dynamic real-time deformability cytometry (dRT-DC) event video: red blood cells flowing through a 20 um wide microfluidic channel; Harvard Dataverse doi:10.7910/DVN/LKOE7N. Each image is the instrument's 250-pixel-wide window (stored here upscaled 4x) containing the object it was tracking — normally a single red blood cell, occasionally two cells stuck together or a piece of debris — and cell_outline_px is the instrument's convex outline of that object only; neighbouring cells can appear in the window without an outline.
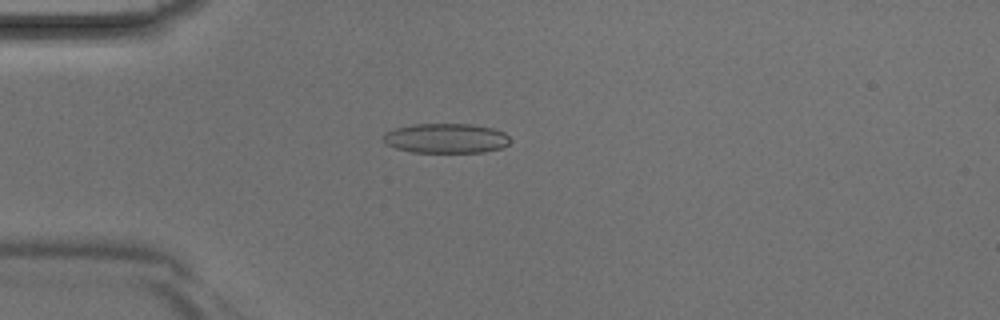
{"species": "Egyptian fruit bat (a non-hibernating species)", "species_latin": "Rousettus aegyptiacus", "temperature_condition": "room temperature", "stored_images_in_passage": 43, "camera_frame_rate_fps": 3000, "um_per_image_px": 0.085, "animal": {"sex": "male"}, "frame": {"image": 1, "passage_image": 12, "time_ms": 3.667, "image_size_px": [1000, 320], "cell_outline_px": [[512, 140], [508, 144], [500, 148], [484, 152], [412, 152], [396, 148], [380, 140], [388, 132], [396, 128], [412, 124], [472, 124], [492, 128], [504, 132]], "centroid_in_image_um": [37.93, 11.75], "position_along_channel_um": 47.1, "area_um2": 21.91}}
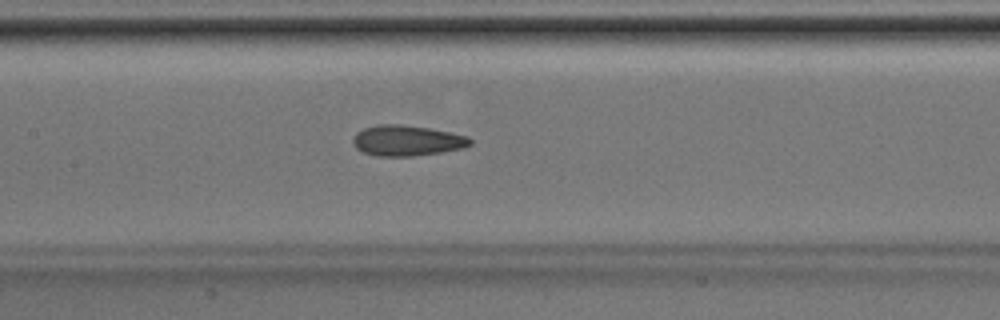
{"frame": {"image": 2, "passage_image": 21, "time_ms": 6.667, "image_size_px": [1000, 320], "cell_outline_px": [[472, 144], [464, 148], [440, 152], [412, 156], [376, 156], [364, 152], [356, 148], [352, 144], [352, 136], [356, 132], [364, 128], [376, 124], [400, 124], [428, 128], [468, 136], [472, 140]], "centroid_in_image_um": [34.55, 11.94], "position_along_channel_um": 172.8, "area_um2": 20.98}}
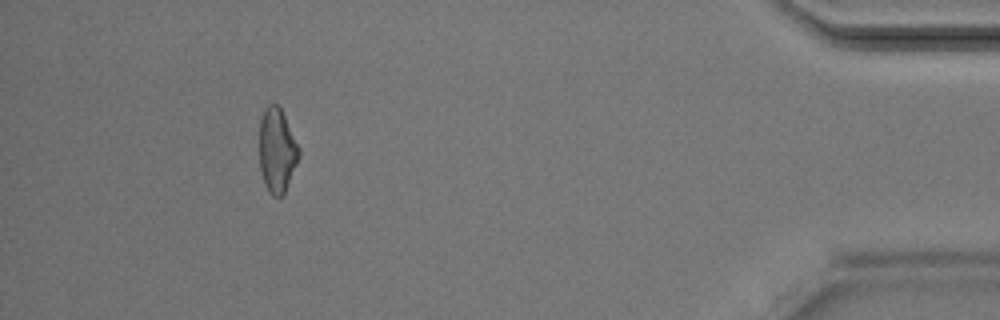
{"frame": {"image": 3, "passage_image": 40, "time_ms": 13.0, "image_size_px": [1000, 320], "cell_outline_px": [[300, 156], [284, 192], [280, 196], [272, 196], [268, 192], [264, 184], [260, 168], [260, 120], [268, 104], [276, 104], [280, 108], [300, 148]], "centroid_in_image_um": [23.54, 12.8], "position_along_channel_um": 411.7, "area_um2": 19.13}}